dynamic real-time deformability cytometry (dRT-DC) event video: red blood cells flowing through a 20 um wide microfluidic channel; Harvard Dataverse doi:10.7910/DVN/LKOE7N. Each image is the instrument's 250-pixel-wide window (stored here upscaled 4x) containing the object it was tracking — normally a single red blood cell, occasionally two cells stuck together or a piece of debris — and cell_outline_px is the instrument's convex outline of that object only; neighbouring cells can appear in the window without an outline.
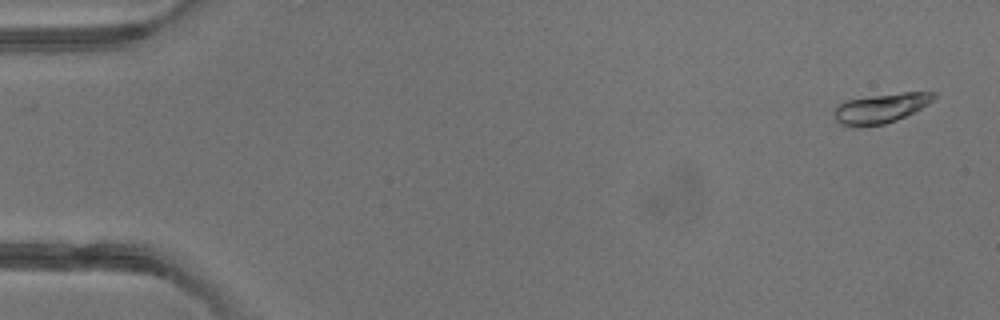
{"species": "common noctule bat (a hibernating species)", "species_latin": "Nyctalus noctula", "temperature_condition": "warm", "stored_images_in_passage": 4, "camera_frame_rate_fps": 3000, "um_per_image_px": 0.085, "animal": {"sex": "male", "body_mass_g": 13.3}, "frame": {"image": 1, "passage_image": 1, "time_ms": 0.0, "image_size_px": [1000, 320], "cell_outline_px": [[936, 96], [928, 104], [896, 120], [884, 124], [840, 124], [836, 120], [836, 104], [844, 100], [872, 96], [904, 92], [936, 92]], "centroid_in_image_um": [74.9, 9.15], "position_along_channel_um": 10.1, "area_um2": 16.47}}
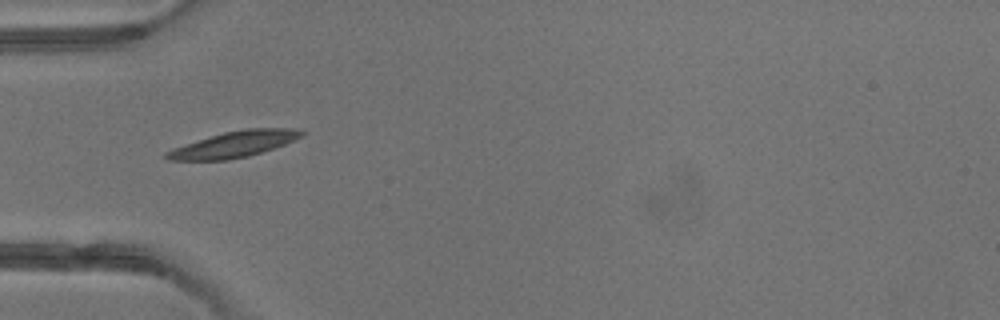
{"frame": {"image": 2, "passage_image": 4, "time_ms": 3.333, "image_size_px": [1000, 320], "cell_outline_px": [[304, 136], [284, 144], [248, 156], [228, 160], [168, 160], [164, 156], [164, 152], [172, 148], [224, 132], [248, 128], [296, 128], [304, 132]], "centroid_in_image_um": [19.89, 12.26], "position_along_channel_um": 65.1, "area_um2": 20.29}}